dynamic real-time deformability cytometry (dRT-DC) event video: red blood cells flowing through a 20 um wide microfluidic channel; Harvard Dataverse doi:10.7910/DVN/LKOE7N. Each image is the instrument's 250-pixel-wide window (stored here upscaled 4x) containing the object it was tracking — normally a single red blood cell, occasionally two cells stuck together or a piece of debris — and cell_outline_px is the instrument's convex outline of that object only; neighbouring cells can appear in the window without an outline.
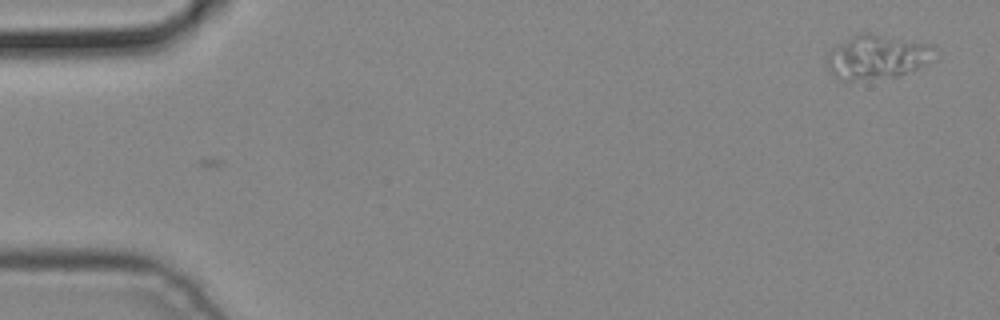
{"species": "common noctule bat (a hibernating species)", "species_latin": "Nyctalus noctula", "temperature_condition": "cold", "stored_images_in_passage": 2, "camera_frame_rate_fps": 3000, "um_per_image_px": 0.085, "animal": {"sex": "male", "body_mass_g": 19.2, "forearm_length_mm": 51.8}, "frame": {"image": 1, "passage_image": 2, "time_ms": 0.333, "image_size_px": [1000, 320], "cell_outline_px": [[936, 60], [896, 76], [852, 80], [840, 80], [828, 72], [828, 52], [832, 48], [852, 36], [860, 32], [868, 32], [932, 44], [936, 48]], "centroid_in_image_um": [74.59, 4.82], "position_along_channel_um": 10.4, "area_um2": 27.74}}